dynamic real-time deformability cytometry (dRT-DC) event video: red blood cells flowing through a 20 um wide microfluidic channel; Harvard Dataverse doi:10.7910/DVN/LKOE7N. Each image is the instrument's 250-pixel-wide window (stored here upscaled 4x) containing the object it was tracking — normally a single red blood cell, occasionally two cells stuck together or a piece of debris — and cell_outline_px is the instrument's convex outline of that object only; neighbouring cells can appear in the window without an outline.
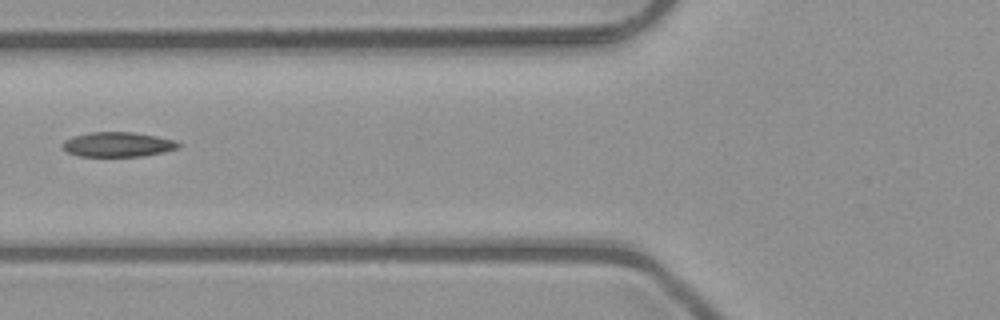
{"species": "common noctule bat (a hibernating species)", "species_latin": "Nyctalus noctula", "temperature_condition": "room temperature", "stored_images_in_passage": 6, "camera_frame_rate_fps": 3000, "um_per_image_px": 0.085, "animal": {"sex": "male", "body_mass_g": 23.1, "forearm_length_mm": 52.7}, "frame": {"image": 1, "passage_image": 5, "time_ms": 1.333, "image_size_px": [1000, 320], "cell_outline_px": [[180, 148], [164, 152], [140, 156], [80, 156], [68, 152], [60, 148], [64, 140], [76, 136], [92, 132], [132, 132], [156, 136], [172, 140], [180, 144]], "centroid_in_image_um": [10.0, 12.28], "position_along_channel_um": 115.8, "area_um2": 16.53}}
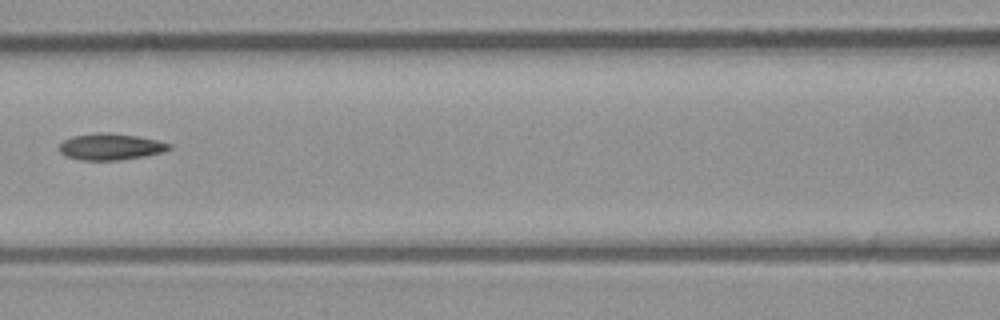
{"frame": {"image": 2, "passage_image": 6, "time_ms": 1.667, "image_size_px": [1000, 320], "cell_outline_px": [[172, 148], [160, 152], [144, 156], [120, 160], [80, 160], [68, 156], [60, 152], [60, 144], [64, 140], [72, 136], [100, 132], [108, 132], [136, 136], [156, 140], [172, 144]], "centroid_in_image_um": [9.4, 12.46], "position_along_channel_um": 157.2, "area_um2": 16.76}}